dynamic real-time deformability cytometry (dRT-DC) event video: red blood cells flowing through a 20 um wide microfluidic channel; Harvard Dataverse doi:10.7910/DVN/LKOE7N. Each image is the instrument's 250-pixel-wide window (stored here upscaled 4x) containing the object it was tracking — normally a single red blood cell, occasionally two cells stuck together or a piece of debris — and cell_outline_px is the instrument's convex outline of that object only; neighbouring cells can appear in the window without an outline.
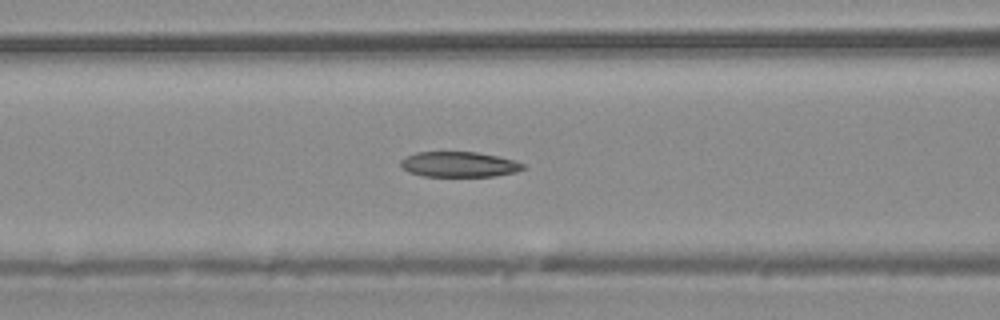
{"species": "common noctule bat (a hibernating species)", "species_latin": "Nyctalus noctula", "temperature_condition": "warm", "stored_images_in_passage": 25, "camera_frame_rate_fps": 3000, "um_per_image_px": 0.085, "animal": {"sex": "male", "body_mass_g": 20.4}, "frame": {"image": 1, "passage_image": 15, "time_ms": 4.667, "image_size_px": [1000, 320], "cell_outline_px": [[528, 168], [516, 172], [496, 176], [424, 176], [408, 172], [400, 164], [400, 160], [416, 152], [476, 152], [496, 156], [512, 160], [524, 164]], "centroid_in_image_um": [39.04, 13.98], "position_along_channel_um": 127.6, "area_um2": 17.98}}
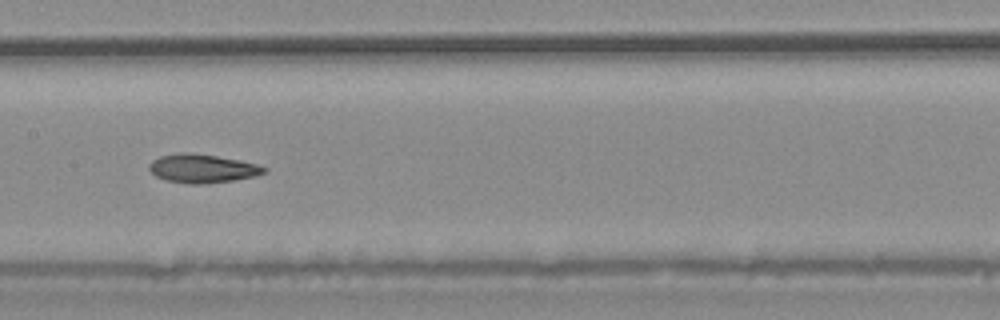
{"frame": {"image": 2, "passage_image": 19, "time_ms": 6.0, "image_size_px": [1000, 320], "cell_outline_px": [[268, 172], [256, 176], [236, 180], [204, 184], [188, 184], [168, 180], [156, 176], [148, 168], [148, 164], [152, 160], [160, 156], [180, 152], [184, 152], [216, 156], [240, 160], [256, 164], [268, 168]], "centroid_in_image_um": [17.23, 14.33], "position_along_channel_um": 190.2, "area_um2": 19.25}}
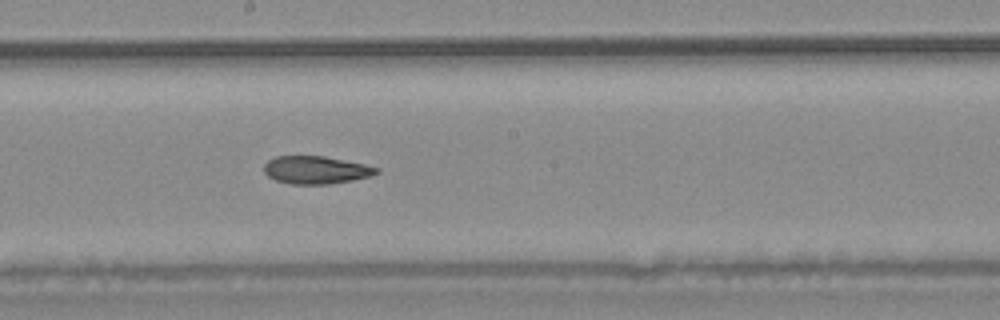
{"frame": {"image": 3, "passage_image": 21, "time_ms": 6.667, "image_size_px": [1000, 320], "cell_outline_px": [[380, 172], [372, 176], [352, 180], [328, 184], [292, 184], [276, 180], [268, 176], [264, 172], [264, 164], [268, 160], [276, 156], [324, 156], [364, 164], [380, 168]], "centroid_in_image_um": [26.87, 14.44], "position_along_channel_um": 221.3, "area_um2": 18.21}}